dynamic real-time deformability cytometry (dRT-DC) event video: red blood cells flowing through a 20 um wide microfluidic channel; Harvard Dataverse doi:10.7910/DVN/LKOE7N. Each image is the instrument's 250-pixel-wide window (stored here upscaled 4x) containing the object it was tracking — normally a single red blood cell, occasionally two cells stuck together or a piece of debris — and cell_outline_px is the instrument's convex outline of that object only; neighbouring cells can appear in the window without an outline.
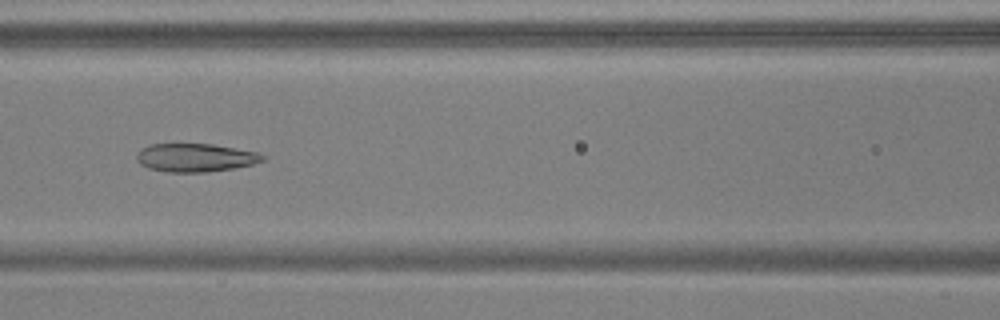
{"species": "common noctule bat (a hibernating species)", "species_latin": "Nyctalus noctula", "temperature_condition": "warm", "stored_images_in_passage": 29, "camera_frame_rate_fps": 3000, "um_per_image_px": 0.085, "animal": {"sex": "male", "body_mass_g": 17.9, "forearm_length_mm": 54.2}, "frame": {"image": 1, "passage_image": 8, "time_ms": 2.333, "image_size_px": [1000, 320], "cell_outline_px": [[268, 156], [264, 160], [252, 164], [236, 168], [208, 172], [168, 172], [148, 168], [140, 164], [136, 160], [136, 152], [140, 148], [148, 144], [212, 144], [256, 152]], "centroid_in_image_um": [16.58, 13.4], "position_along_channel_um": 150.0, "area_um2": 20.98}}
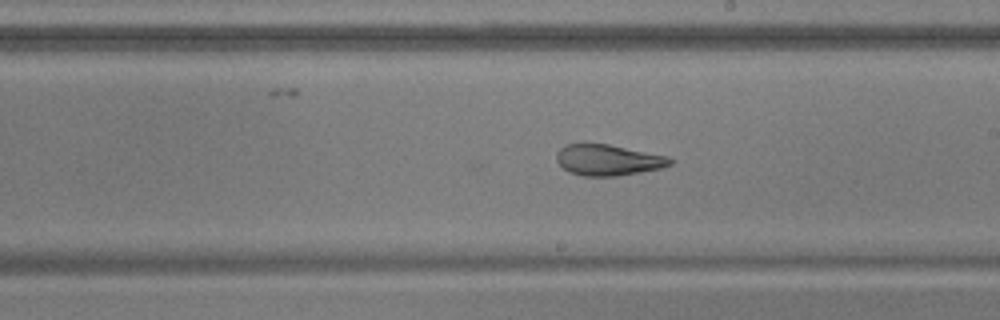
{"frame": {"image": 2, "passage_image": 15, "time_ms": 4.667, "image_size_px": [1000, 320], "cell_outline_px": [[672, 164], [664, 168], [616, 176], [584, 176], [568, 172], [556, 160], [556, 152], [564, 144], [608, 144], [668, 156], [672, 160]], "centroid_in_image_um": [51.69, 13.6], "position_along_channel_um": 237.3, "area_um2": 20.52}}
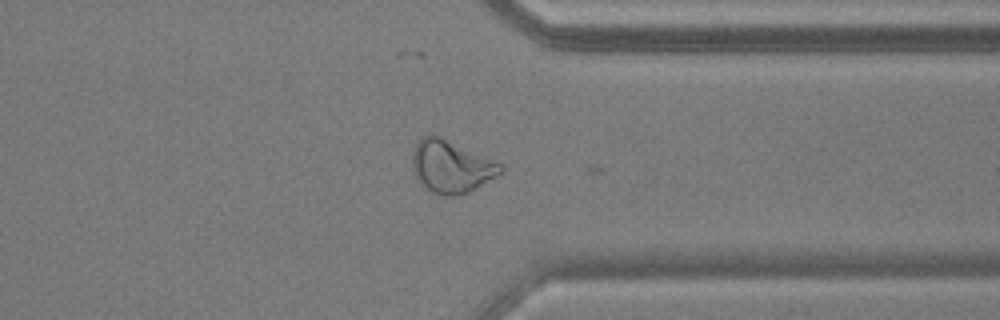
{"frame": {"image": 3, "passage_image": 26, "time_ms": 8.333, "image_size_px": [1000, 320], "cell_outline_px": [[504, 172], [476, 188], [460, 196], [444, 196], [432, 192], [424, 188], [420, 184], [416, 176], [412, 164], [412, 152], [416, 144], [424, 136], [432, 132], [500, 164], [504, 168]], "centroid_in_image_um": [38.32, 14.17], "position_along_channel_um": 373.1, "area_um2": 26.93}, "authors_computed_cell_mechanics": {"area_um2": 20.9814, "velocity_mm_per_s": 3.7516, "shape_relaxation_time_tau1_ms": null, "shape_relaxation_time_tau2_ms": 1.966, "deformation_change_tau1": null, "deformation_change_tau2": 0.0935}}